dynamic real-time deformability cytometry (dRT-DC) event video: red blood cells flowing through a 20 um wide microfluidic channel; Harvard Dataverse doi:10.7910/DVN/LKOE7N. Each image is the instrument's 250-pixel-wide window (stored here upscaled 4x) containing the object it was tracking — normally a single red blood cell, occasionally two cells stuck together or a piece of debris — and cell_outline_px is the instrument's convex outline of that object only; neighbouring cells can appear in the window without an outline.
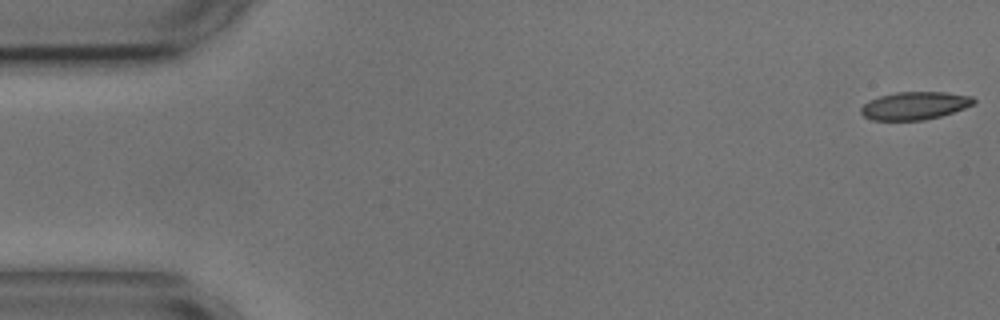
{"species": "common noctule bat (a hibernating species)", "species_latin": "Nyctalus noctula", "temperature_condition": "cold", "stored_images_in_passage": 39, "camera_frame_rate_fps": 3000, "um_per_image_px": 0.085, "animal": {"sex": "male", "body_mass_g": 17.9, "forearm_length_mm": 54.2}, "frame": {"image": 1, "passage_image": 1, "time_ms": 0.0, "image_size_px": [1000, 320], "cell_outline_px": [[976, 104], [940, 116], [924, 120], [872, 120], [864, 116], [860, 112], [860, 108], [868, 100], [880, 96], [896, 92], [948, 92], [972, 96], [976, 100]], "centroid_in_image_um": [77.76, 8.97], "position_along_channel_um": 7.2, "area_um2": 18.38}}
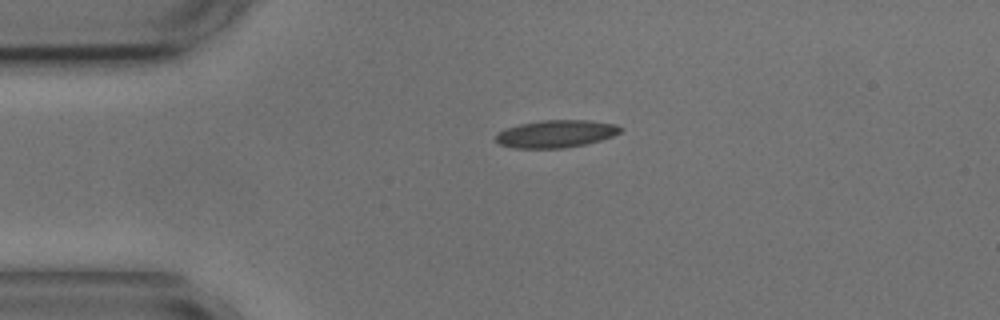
{"frame": {"image": 2, "passage_image": 12, "time_ms": 3.667, "image_size_px": [1000, 320], "cell_outline_px": [[624, 128], [620, 132], [612, 136], [600, 140], [584, 144], [564, 148], [512, 148], [500, 144], [496, 140], [496, 132], [504, 128], [520, 124], [540, 120], [588, 120], [616, 124]], "centroid_in_image_um": [47.23, 11.36], "position_along_channel_um": 37.8, "area_um2": 20.06}}
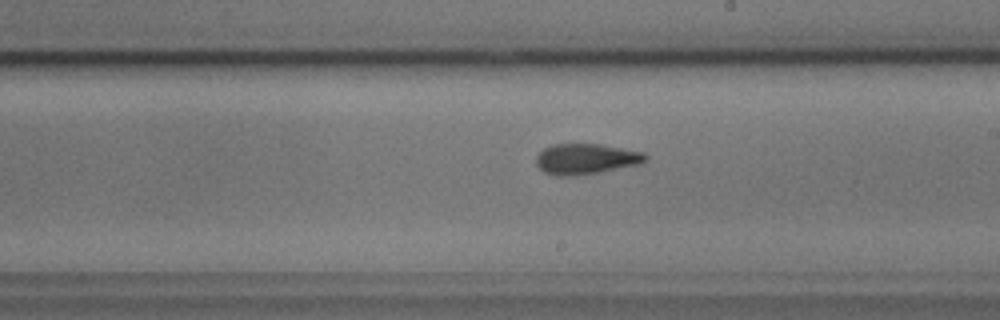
{"frame": {"image": 3, "passage_image": 31, "time_ms": 10.0, "image_size_px": [1000, 320], "cell_outline_px": [[648, 160], [640, 164], [600, 172], [572, 176], [556, 176], [544, 172], [536, 164], [536, 156], [544, 148], [552, 144], [600, 144], [644, 152], [648, 156]], "centroid_in_image_um": [49.82, 13.51], "position_along_channel_um": 239.2, "area_um2": 19.59}}